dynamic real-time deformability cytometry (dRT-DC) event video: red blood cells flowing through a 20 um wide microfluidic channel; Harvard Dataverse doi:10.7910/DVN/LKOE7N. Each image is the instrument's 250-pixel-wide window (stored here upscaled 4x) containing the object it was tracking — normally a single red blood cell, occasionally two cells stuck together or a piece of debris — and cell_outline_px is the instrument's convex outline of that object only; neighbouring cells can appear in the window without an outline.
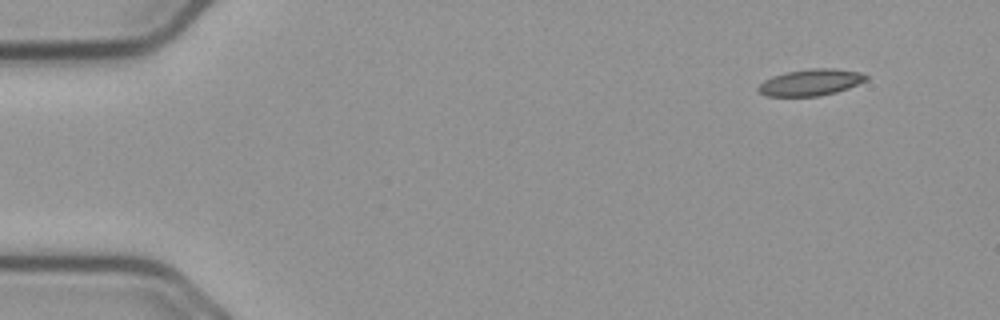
{"species": "common noctule bat (a hibernating species)", "species_latin": "Nyctalus noctula", "temperature_condition": "cold", "stored_images_in_passage": 51, "camera_frame_rate_fps": 3000, "um_per_image_px": 0.085, "animal": {"sex": "male", "body_mass_g": 23.1, "forearm_length_mm": 52.7}, "frame": {"image": 1, "passage_image": 1, "time_ms": 0.0, "image_size_px": [1000, 320], "cell_outline_px": [[868, 80], [848, 88], [836, 92], [816, 96], [768, 96], [760, 92], [756, 88], [764, 80], [772, 76], [788, 72], [808, 68], [832, 68], [860, 72], [868, 76]], "centroid_in_image_um": [68.92, 6.99], "position_along_channel_um": 16.1, "area_um2": 16.59}}
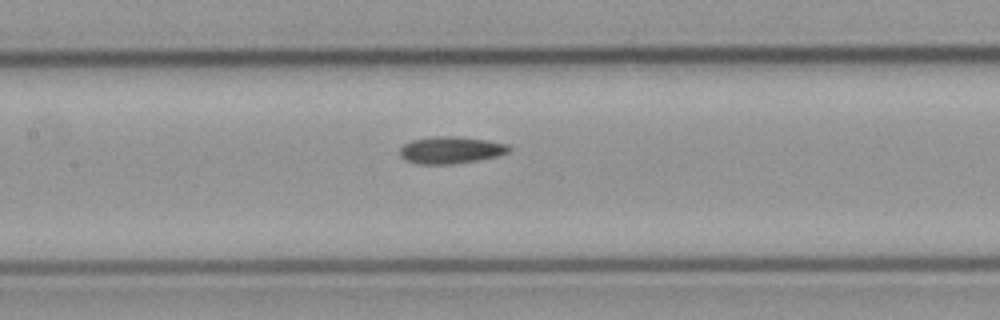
{"frame": {"image": 2, "passage_image": 22, "time_ms": 7.0, "image_size_px": [1000, 320], "cell_outline_px": [[512, 148], [508, 152], [496, 156], [476, 160], [448, 164], [420, 164], [404, 160], [400, 156], [400, 148], [404, 144], [412, 140], [432, 136], [460, 136], [488, 140], [508, 144]], "centroid_in_image_um": [38.31, 12.74], "position_along_channel_um": 169.1, "area_um2": 17.22}}
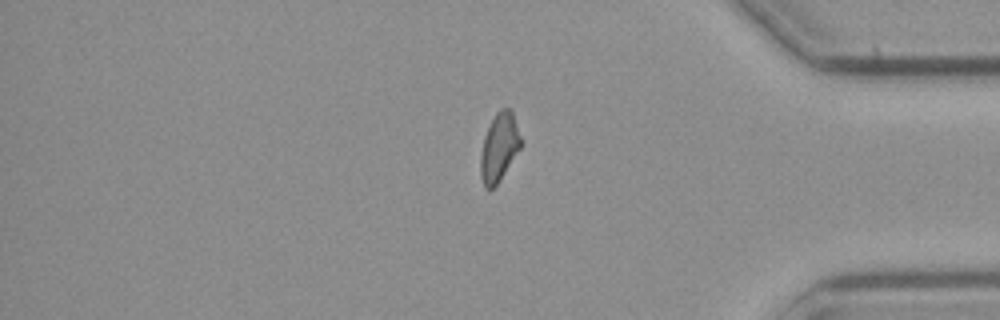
{"frame": {"image": 3, "passage_image": 42, "time_ms": 13.667, "image_size_px": [1000, 320], "cell_outline_px": [[520, 148], [496, 184], [492, 188], [484, 188], [480, 176], [480, 156], [484, 136], [496, 112], [500, 108], [508, 108], [512, 112], [520, 136]], "centroid_in_image_um": [42.39, 12.51], "position_along_channel_um": 392.8, "area_um2": 15.55}, "authors_computed_cell_mechanics": {"area_um2": 16.473, "velocity_mm_per_s": 3.7373, "shape_relaxation_time_tau1_ms": null, "shape_relaxation_time_tau2_ms": 7.3099, "deformation_change_tau1": null, "deformation_change_tau2": 0.1491}}